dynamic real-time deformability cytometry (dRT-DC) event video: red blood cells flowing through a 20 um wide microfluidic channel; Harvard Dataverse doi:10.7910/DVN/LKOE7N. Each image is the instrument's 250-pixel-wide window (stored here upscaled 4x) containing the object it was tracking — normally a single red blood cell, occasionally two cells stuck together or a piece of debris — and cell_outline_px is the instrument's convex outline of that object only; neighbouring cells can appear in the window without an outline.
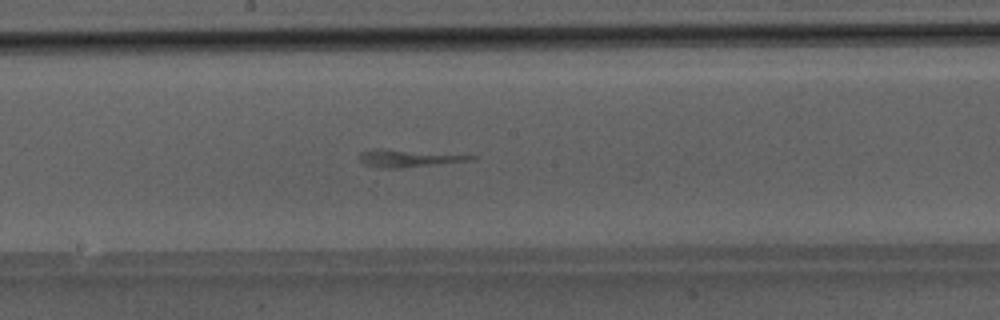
{"species": "Egyptian fruit bat (a non-hibernating species)", "species_latin": "Rousettus aegyptiacus", "temperature_condition": "room temperature", "stored_images_in_passage": 40, "camera_frame_rate_fps": 3000, "um_per_image_px": 0.085, "animal": {"sex": "male"}, "frame": {"image": 1, "passage_image": 18, "time_ms": 5.667, "image_size_px": [1000, 320], "cell_outline_px": [[480, 156], [472, 160], [400, 168], [384, 168], [364, 164], [360, 160], [360, 152], [376, 148]], "centroid_in_image_um": [34.69, 13.45], "position_along_channel_um": 213.5, "area_um2": 10.98}}
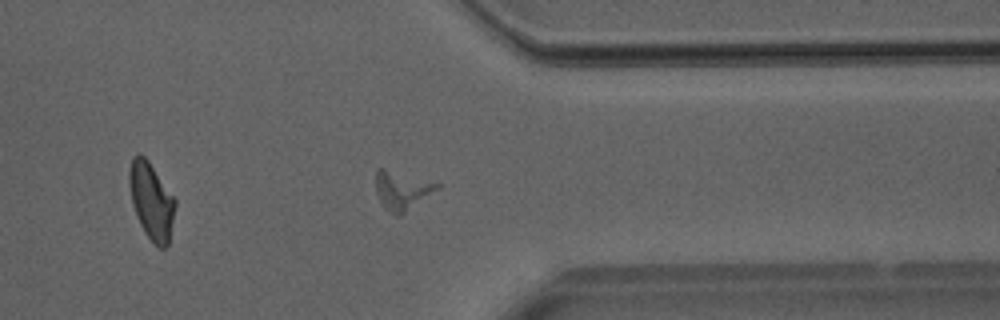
{"frame": {"image": 2, "passage_image": 30, "time_ms": 9.667, "image_size_px": [1000, 320], "cell_outline_px": [[440, 188], [400, 216], [388, 212], [384, 208], [376, 192], [376, 168], [384, 168], [440, 184]], "centroid_in_image_um": [34.15, 16.19], "position_along_channel_um": 377.3, "area_um2": 13.64}}
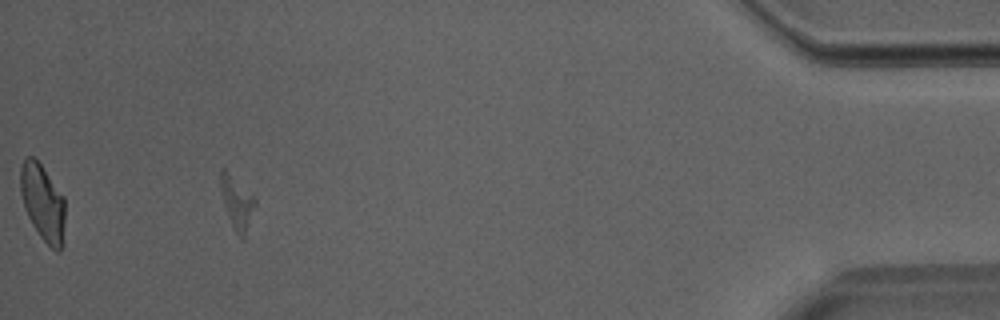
{"frame": {"image": 3, "passage_image": 37, "time_ms": 12.0, "image_size_px": [1000, 320], "cell_outline_px": [[256, 204], [244, 240], [240, 240], [228, 216], [224, 204], [220, 188], [220, 168], [224, 168], [256, 196]], "centroid_in_image_um": [20.16, 17.22], "position_along_channel_um": 415.0, "area_um2": 10.75}}